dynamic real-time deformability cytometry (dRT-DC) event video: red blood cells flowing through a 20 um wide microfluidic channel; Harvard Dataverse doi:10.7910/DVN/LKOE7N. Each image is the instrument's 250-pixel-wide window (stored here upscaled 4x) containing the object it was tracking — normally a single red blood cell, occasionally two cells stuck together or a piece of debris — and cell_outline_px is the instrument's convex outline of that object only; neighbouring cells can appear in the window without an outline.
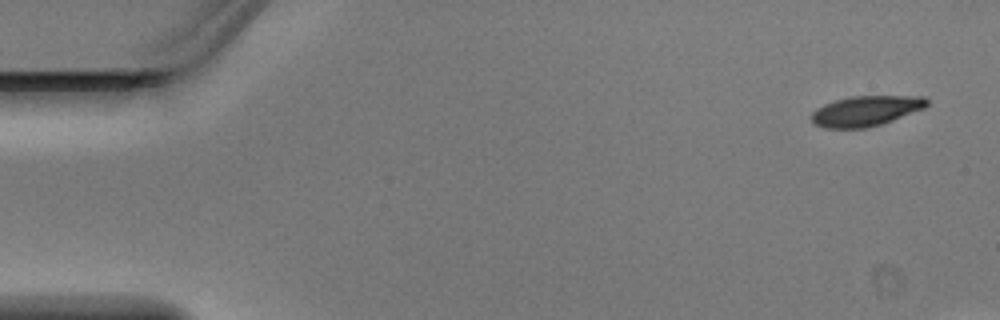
{"species": "Egyptian fruit bat (a non-hibernating species)", "species_latin": "Rousettus aegyptiacus", "temperature_condition": "warm", "stored_images_in_passage": 4, "camera_frame_rate_fps": 3000, "um_per_image_px": 0.085, "animal": {"sex": "male"}, "frame": {"image": 1, "passage_image": 1, "time_ms": 0.0, "image_size_px": [1000, 320], "cell_outline_px": [[928, 104], [924, 108], [892, 120], [880, 124], [864, 128], [824, 128], [816, 124], [812, 120], [812, 112], [816, 108], [824, 104], [836, 100], [852, 96], [924, 96], [928, 100]], "centroid_in_image_um": [73.6, 9.42], "position_along_channel_um": 11.4, "area_um2": 20.11}}